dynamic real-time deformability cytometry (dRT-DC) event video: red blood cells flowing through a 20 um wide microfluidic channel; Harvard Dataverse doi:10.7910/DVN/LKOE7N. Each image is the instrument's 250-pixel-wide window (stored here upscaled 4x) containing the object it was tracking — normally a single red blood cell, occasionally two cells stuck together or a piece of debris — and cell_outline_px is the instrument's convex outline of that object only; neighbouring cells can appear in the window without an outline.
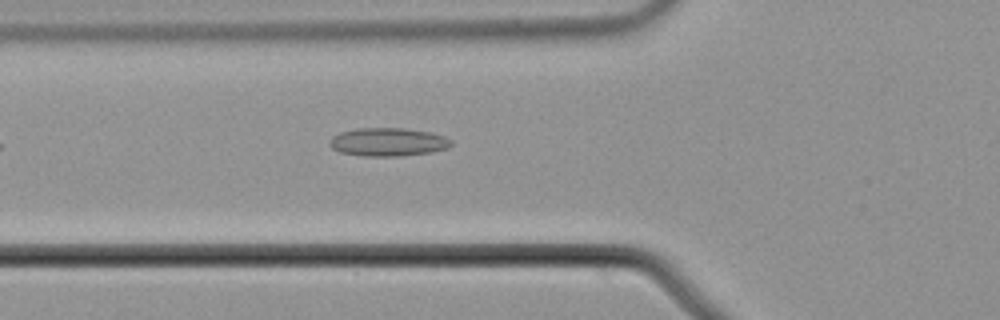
{"species": "common noctule bat (a hibernating species)", "species_latin": "Nyctalus noctula", "temperature_condition": "cold", "stored_images_in_passage": 38, "camera_frame_rate_fps": 3000, "um_per_image_px": 0.085, "animal": {"sex": "male", "body_mass_g": 21.5, "forearm_length_mm": 52.0}, "frame": {"image": 1, "passage_image": 3, "time_ms": 0.667, "image_size_px": [1000, 320], "cell_outline_px": [[452, 144], [448, 148], [432, 152], [400, 156], [364, 156], [340, 152], [332, 148], [328, 144], [332, 136], [340, 132], [356, 128], [404, 128], [432, 132], [444, 136], [452, 140]], "centroid_in_image_um": [32.99, 12.06], "position_along_channel_um": 92.8, "area_um2": 20.23}}
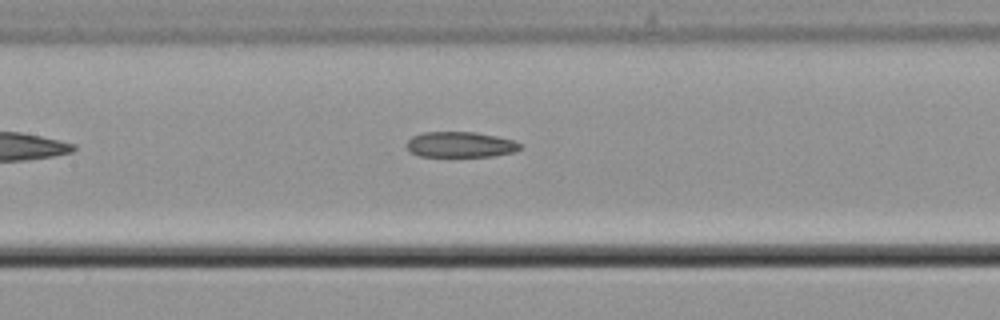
{"frame": {"image": 2, "passage_image": 9, "time_ms": 2.667, "image_size_px": [1000, 320], "cell_outline_px": [[524, 144], [516, 152], [492, 156], [420, 156], [412, 152], [408, 148], [408, 140], [412, 136], [420, 132], [476, 132], [496, 136], [512, 140]], "centroid_in_image_um": [39.17, 12.28], "position_along_channel_um": 168.2, "area_um2": 16.88}}
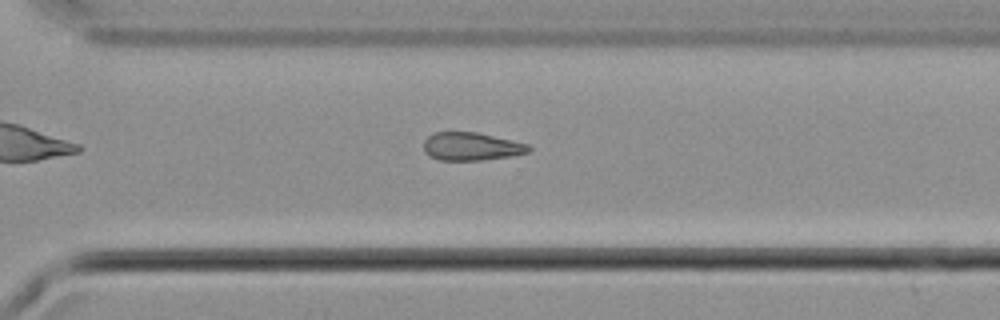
{"frame": {"image": 3, "passage_image": 22, "time_ms": 7.0, "image_size_px": [1000, 320], "cell_outline_px": [[532, 148], [528, 152], [512, 156], [480, 160], [440, 160], [424, 152], [424, 140], [432, 132], [476, 132], [528, 144]], "centroid_in_image_um": [40.05, 12.44], "position_along_channel_um": 330.5, "area_um2": 17.05}}